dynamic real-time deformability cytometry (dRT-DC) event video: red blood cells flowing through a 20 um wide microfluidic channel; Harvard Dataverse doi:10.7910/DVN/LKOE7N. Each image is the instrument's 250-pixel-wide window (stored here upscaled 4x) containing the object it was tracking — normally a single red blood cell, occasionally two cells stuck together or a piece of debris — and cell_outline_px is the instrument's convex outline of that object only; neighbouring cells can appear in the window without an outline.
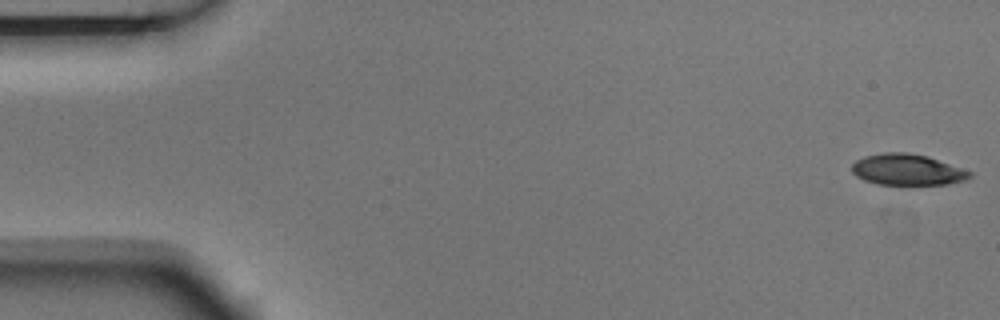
{"species": "Egyptian fruit bat (a non-hibernating species)", "species_latin": "Rousettus aegyptiacus", "temperature_condition": "room temperature", "stored_images_in_passage": 6, "camera_frame_rate_fps": 3000, "um_per_image_px": 0.085, "animal": {"sex": "male"}, "frame": {"image": 1, "passage_image": 1, "time_ms": 0.0, "image_size_px": [1000, 320], "cell_outline_px": [[972, 176], [964, 180], [948, 184], [880, 184], [864, 180], [856, 176], [852, 172], [852, 164], [856, 160], [864, 156], [884, 152], [908, 152], [928, 156], [972, 172]], "centroid_in_image_um": [77.1, 14.41], "position_along_channel_um": 7.9, "area_um2": 21.27}}
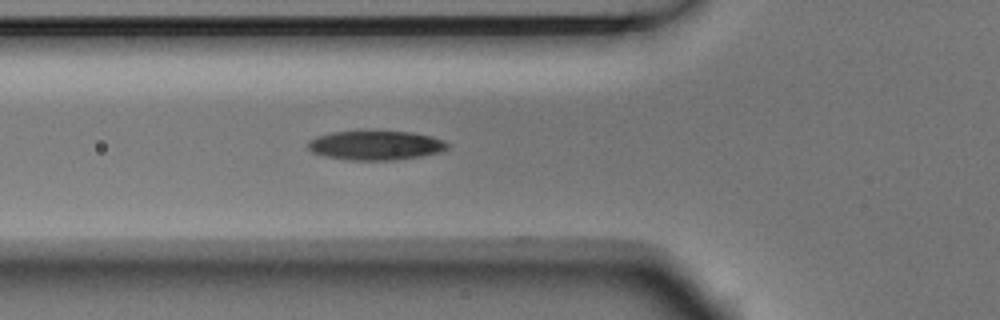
{"frame": {"image": 2, "passage_image": 6, "time_ms": 1.667, "image_size_px": [1000, 320], "cell_outline_px": [[448, 148], [440, 152], [420, 156], [396, 160], [348, 160], [324, 156], [312, 152], [308, 148], [308, 140], [316, 136], [332, 132], [412, 132], [432, 136], [444, 140], [448, 144]], "centroid_in_image_um": [31.92, 12.36], "position_along_channel_um": 93.9, "area_um2": 23.7}}